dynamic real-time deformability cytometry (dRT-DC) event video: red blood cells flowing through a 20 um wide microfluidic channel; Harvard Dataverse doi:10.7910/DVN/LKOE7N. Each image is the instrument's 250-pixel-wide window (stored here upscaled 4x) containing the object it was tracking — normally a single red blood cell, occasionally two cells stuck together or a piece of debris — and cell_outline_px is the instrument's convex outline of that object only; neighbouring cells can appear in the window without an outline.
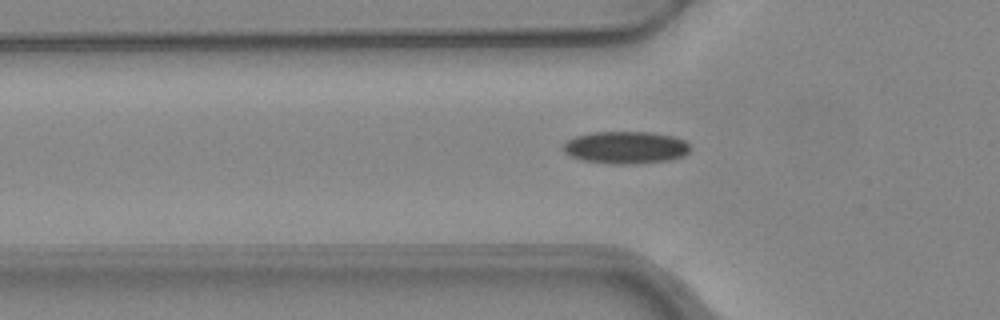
{"species": "common noctule bat (a hibernating species)", "species_latin": "Nyctalus noctula", "temperature_condition": "warm", "stored_images_in_passage": 33, "camera_frame_rate_fps": 3000, "um_per_image_px": 0.085, "animal": {"sex": "female", "body_mass_g": 24.6, "forearm_length_mm": 56.2}, "frame": {"image": 1, "passage_image": 5, "time_ms": 1.333, "image_size_px": [1000, 320], "cell_outline_px": [[692, 148], [684, 156], [668, 160], [628, 164], [612, 164], [584, 160], [572, 156], [564, 152], [560, 148], [568, 140], [576, 136], [592, 132], [652, 132], [672, 136], [684, 140]], "centroid_in_image_um": [53.19, 12.53], "position_along_channel_um": 72.6, "area_um2": 23.87}}
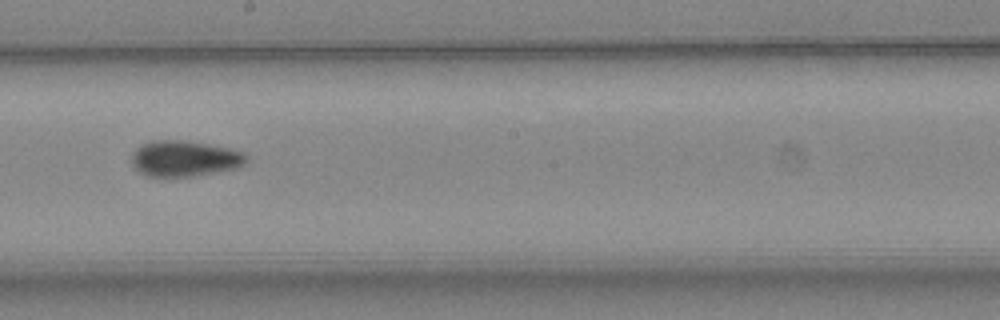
{"frame": {"image": 2, "passage_image": 17, "time_ms": 5.333, "image_size_px": [1000, 320], "cell_outline_px": [[248, 160], [244, 164], [236, 168], [192, 176], [144, 176], [132, 164], [132, 152], [136, 148], [152, 140], [184, 140], [208, 144], [228, 148], [244, 152]], "centroid_in_image_um": [15.67, 13.47], "position_along_channel_um": 232.5, "area_um2": 23.81}}
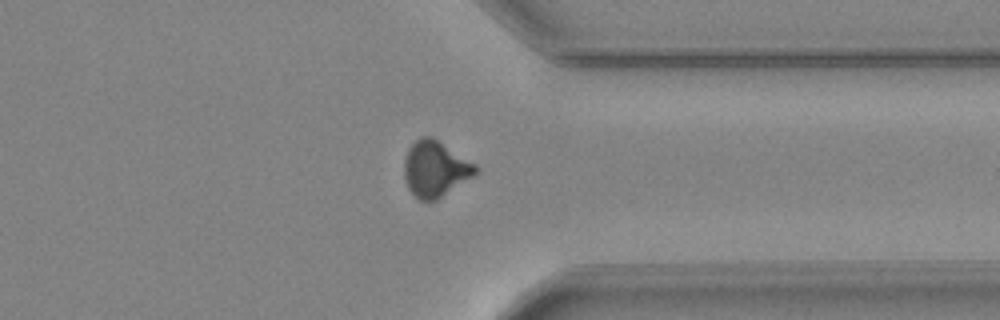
{"frame": {"image": 3, "passage_image": 28, "time_ms": 9.0, "image_size_px": [1000, 320], "cell_outline_px": [[480, 168], [472, 176], [436, 200], [420, 200], [408, 188], [404, 176], [404, 160], [408, 148], [416, 140], [424, 136], [432, 136], [476, 164]], "centroid_in_image_um": [36.98, 14.33], "position_along_channel_um": 374.4, "area_um2": 22.95}}